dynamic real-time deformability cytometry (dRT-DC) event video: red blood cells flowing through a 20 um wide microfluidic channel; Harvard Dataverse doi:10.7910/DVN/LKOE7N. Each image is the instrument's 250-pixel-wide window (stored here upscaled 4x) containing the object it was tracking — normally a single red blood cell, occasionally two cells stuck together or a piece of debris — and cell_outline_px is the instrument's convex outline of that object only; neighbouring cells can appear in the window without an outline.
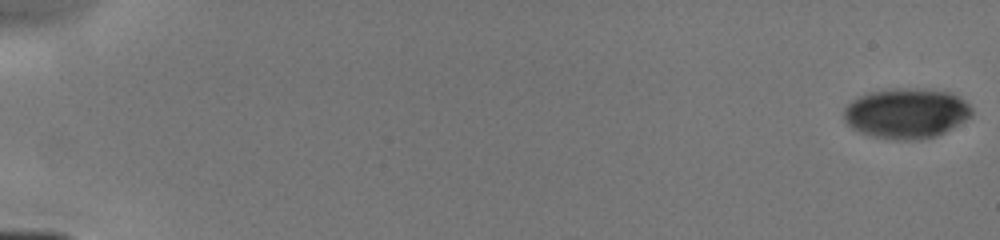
{"species": "human", "species_latin": "Homo sapiens", "temperature_condition": "cold", "stored_images_in_passage": 47, "camera_frame_rate_fps": 3000, "um_per_image_px": 0.085, "donor": {"sex": "male"}, "frame": {"image": 1, "passage_image": 1, "time_ms": 0.0, "image_size_px": [1000, 240], "cell_outline_px": [[972, 116], [952, 128], [936, 136], [916, 140], [896, 140], [872, 136], [860, 132], [852, 128], [844, 120], [844, 108], [852, 100], [868, 92], [892, 88], [912, 88], [948, 92], [960, 96], [972, 108]], "centroid_in_image_um": [77.04, 9.63], "position_along_channel_um": 8.0, "area_um2": 37.45}}
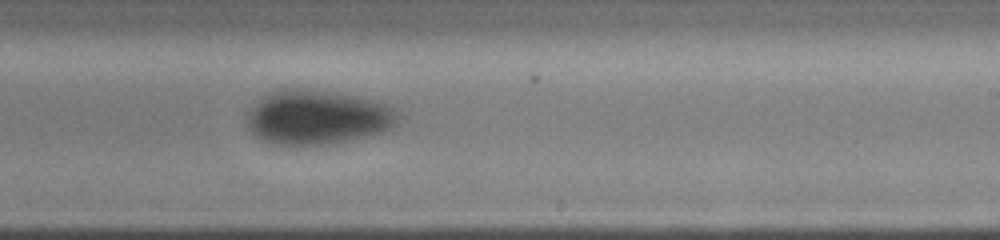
{"frame": {"image": 2, "passage_image": 29, "time_ms": 10.333, "image_size_px": [1000, 240], "cell_outline_px": [[400, 116], [396, 124], [392, 128], [380, 132], [328, 144], [272, 144], [256, 136], [248, 128], [248, 112], [268, 92], [300, 88], [332, 92], [356, 96], [376, 100], [392, 104], [400, 112]], "centroid_in_image_um": [27.05, 9.95], "position_along_channel_um": 262.0, "area_um2": 47.45}}
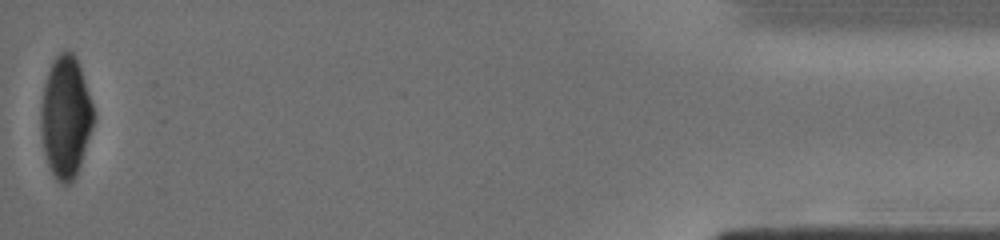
{"frame": {"image": 3, "passage_image": 46, "time_ms": 16.0, "image_size_px": [1000, 240], "cell_outline_px": [[96, 116], [76, 176], [68, 184], [64, 184], [56, 180], [48, 164], [44, 152], [40, 132], [40, 108], [44, 84], [52, 60], [60, 52], [72, 52], [76, 56]], "centroid_in_image_um": [5.56, 9.95], "position_along_channel_um": 429.6, "area_um2": 37.28}}